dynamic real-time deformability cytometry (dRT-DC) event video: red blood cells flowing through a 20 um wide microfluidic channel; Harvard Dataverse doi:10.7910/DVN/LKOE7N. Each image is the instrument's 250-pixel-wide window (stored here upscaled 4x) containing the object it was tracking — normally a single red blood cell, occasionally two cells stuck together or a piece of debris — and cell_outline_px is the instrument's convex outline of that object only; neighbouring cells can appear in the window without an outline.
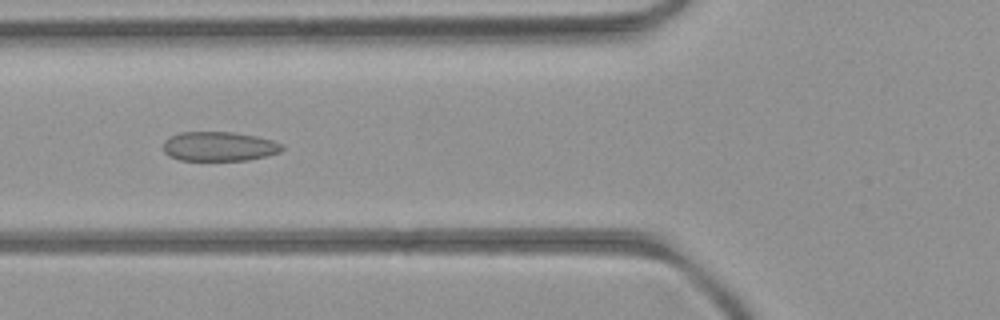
{"species": "common noctule bat (a hibernating species)", "species_latin": "Nyctalus noctula", "temperature_condition": "room temperature", "stored_images_in_passage": 28, "camera_frame_rate_fps": 3000, "um_per_image_px": 0.085, "animal": {"sex": "female", "body_mass_g": 21.9}, "frame": {"image": 1, "passage_image": 10, "time_ms": 3.0, "image_size_px": [1000, 320], "cell_outline_px": [[284, 148], [280, 152], [248, 160], [180, 160], [168, 156], [164, 152], [164, 140], [180, 132], [232, 132], [256, 136], [272, 140], [284, 144]], "centroid_in_image_um": [18.63, 12.44], "position_along_channel_um": 107.2, "area_um2": 20.35}}
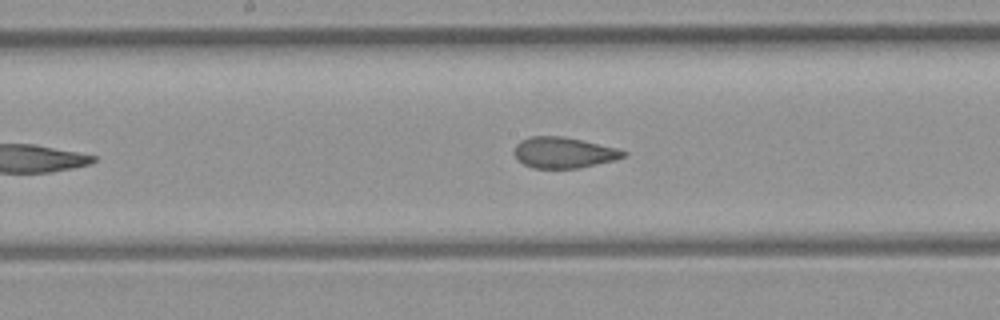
{"frame": {"image": 2, "passage_image": 17, "time_ms": 5.333, "image_size_px": [1000, 320], "cell_outline_px": [[628, 156], [616, 160], [580, 168], [532, 168], [524, 164], [512, 152], [516, 144], [520, 140], [528, 136], [560, 136], [620, 148], [628, 152]], "centroid_in_image_um": [47.95, 12.97], "position_along_channel_um": 200.3, "area_um2": 19.88}}
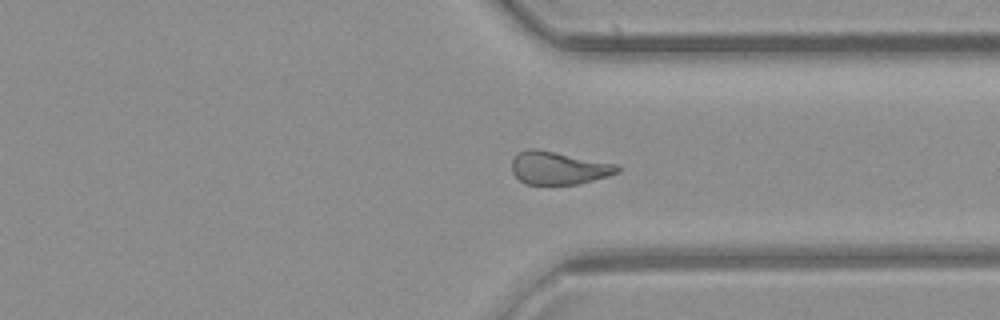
{"frame": {"image": 3, "passage_image": 26, "time_ms": 8.333, "image_size_px": [1000, 320], "cell_outline_px": [[620, 172], [608, 176], [580, 184], [524, 184], [512, 172], [512, 160], [520, 152], [528, 148], [536, 148], [616, 164], [620, 168]], "centroid_in_image_um": [47.48, 14.28], "position_along_channel_um": 363.9, "area_um2": 20.17}}